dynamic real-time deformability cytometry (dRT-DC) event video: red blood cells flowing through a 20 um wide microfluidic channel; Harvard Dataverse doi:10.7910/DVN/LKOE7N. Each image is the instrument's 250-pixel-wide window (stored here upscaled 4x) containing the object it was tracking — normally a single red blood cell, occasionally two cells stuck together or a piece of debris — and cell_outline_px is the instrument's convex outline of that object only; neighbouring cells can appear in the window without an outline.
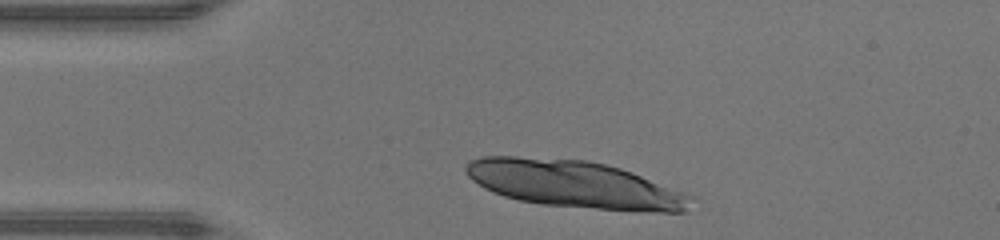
{"species": "human", "species_latin": "Homo sapiens", "temperature_condition": "warm", "stored_images_in_passage": 9, "camera_frame_rate_fps": 3000, "um_per_image_px": 0.085, "donor": {"sex": "male"}, "frame": {"image": 1, "passage_image": 1, "time_ms": 0.0, "image_size_px": [1000, 240], "cell_outline_px": [[692, 196], [684, 212], [656, 212], [596, 208], [544, 204], [520, 200], [504, 196], [492, 192], [484, 188], [472, 180], [464, 172], [464, 168], [468, 160], [484, 156], [516, 156], [588, 160], [620, 168], [632, 172]], "centroid_in_image_um": [48.75, 15.64], "position_along_channel_um": 36.3, "area_um2": 61.27}}